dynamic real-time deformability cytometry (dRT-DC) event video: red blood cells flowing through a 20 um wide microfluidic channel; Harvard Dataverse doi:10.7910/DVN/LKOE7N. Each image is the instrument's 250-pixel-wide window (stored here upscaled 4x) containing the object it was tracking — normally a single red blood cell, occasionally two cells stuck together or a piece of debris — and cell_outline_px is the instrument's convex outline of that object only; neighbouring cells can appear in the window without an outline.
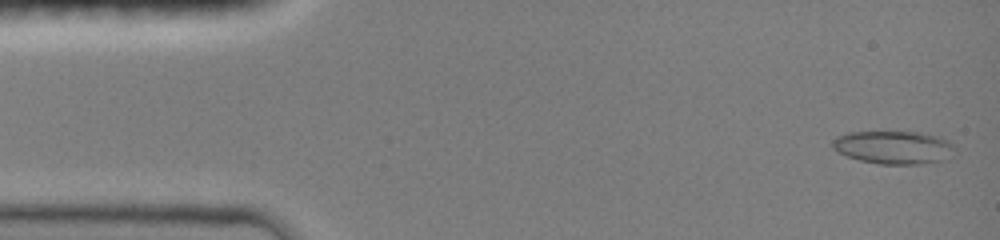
{"species": "common noctule bat (a hibernating species)", "species_latin": "Nyctalus noctula", "temperature_condition": "room temperature", "stored_images_in_passage": 48, "camera_frame_rate_fps": 3000, "um_per_image_px": 0.085, "animal": {"sex": "female", "body_mass_g": 19.0, "forearm_length_mm": 51.5}, "frame": {"image": 1, "passage_image": 2, "time_ms": 0.333, "image_size_px": [1000, 240], "cell_outline_px": [[956, 148], [948, 160], [924, 164], [880, 164], [860, 160], [836, 152], [832, 148], [832, 140], [836, 136], [848, 132], [920, 132], [940, 136], [948, 140]], "centroid_in_image_um": [75.99, 12.53], "position_along_channel_um": 9.0, "area_um2": 23.99}}
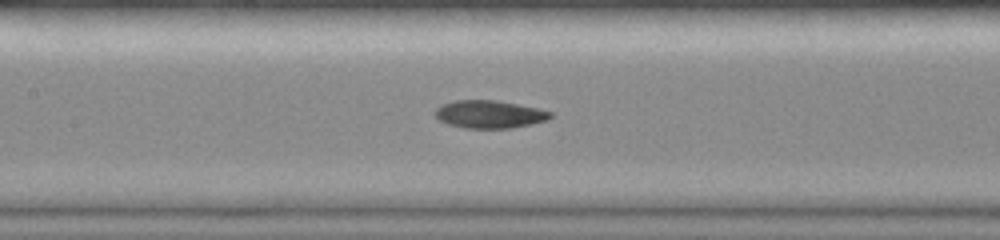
{"frame": {"image": 2, "passage_image": 22, "time_ms": 7.0, "image_size_px": [1000, 240], "cell_outline_px": [[552, 116], [548, 120], [532, 124], [512, 128], [464, 128], [448, 124], [440, 120], [436, 116], [436, 108], [440, 104], [456, 100], [496, 100], [536, 108], [552, 112]], "centroid_in_image_um": [41.6, 9.71], "position_along_channel_um": 165.8, "area_um2": 18.61}}
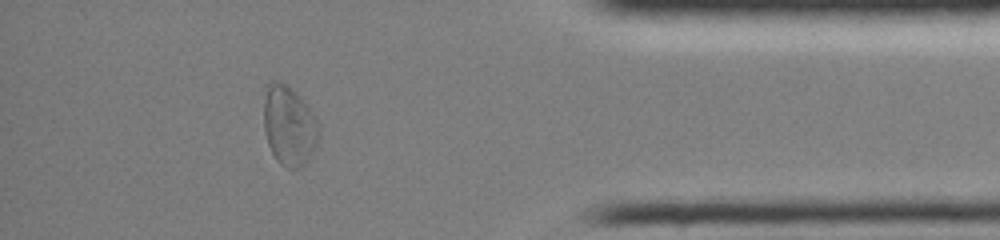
{"frame": {"image": 3, "passage_image": 42, "time_ms": 13.667, "image_size_px": [1000, 240], "cell_outline_px": [[320, 136], [308, 160], [300, 168], [288, 168], [280, 164], [276, 160], [268, 144], [264, 128], [264, 100], [268, 84], [272, 80], [276, 80], [288, 84], [300, 96], [320, 124]], "centroid_in_image_um": [24.58, 10.67], "position_along_channel_um": 410.6, "area_um2": 25.72}, "authors_computed_cell_mechanics": {"area_um2": 20.1722, "velocity_mm_per_s": 4.0115, "shape_relaxation_time_tau1_ms": null, "shape_relaxation_time_tau2_ms": 3.0145, "deformation_change_tau1": null, "deformation_change_tau2": 0.0867}}